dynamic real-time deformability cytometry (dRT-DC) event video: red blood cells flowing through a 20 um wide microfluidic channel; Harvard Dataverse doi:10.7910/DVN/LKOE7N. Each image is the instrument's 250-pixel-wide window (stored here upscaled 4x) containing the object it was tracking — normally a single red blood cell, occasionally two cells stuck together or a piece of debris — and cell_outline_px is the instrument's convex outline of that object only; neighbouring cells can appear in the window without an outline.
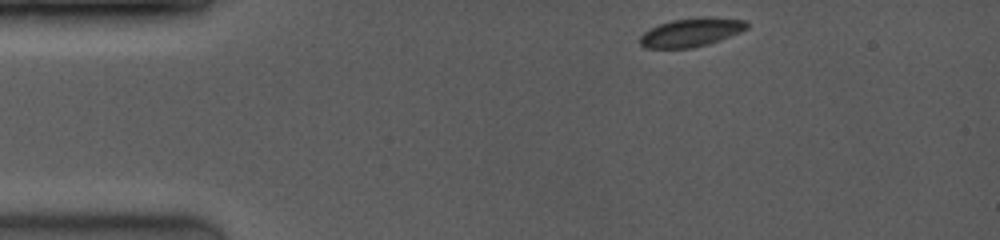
{"species": "common noctule bat (a hibernating species)", "species_latin": "Nyctalus noctula", "temperature_condition": "room temperature", "stored_images_in_passage": 52, "camera_frame_rate_fps": 4000, "um_per_image_px": 0.085, "animal": {"sex": "female", "body_mass_g": 19.0, "forearm_length_mm": 53.3}, "frame": {"image": 1, "passage_image": 1, "time_ms": 0.0, "image_size_px": [1000, 240], "cell_outline_px": [[748, 28], [740, 32], [720, 40], [708, 44], [692, 48], [644, 48], [640, 44], [640, 36], [644, 32], [660, 24], [672, 20], [704, 16], [748, 20]], "centroid_in_image_um": [58.78, 2.74], "position_along_channel_um": 26.2, "area_um2": 17.86}}
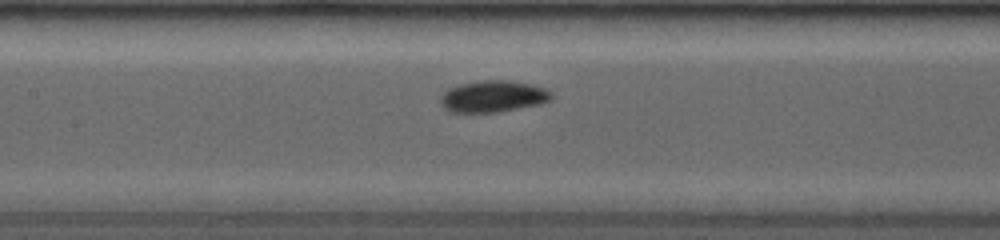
{"frame": {"image": 2, "passage_image": 21, "time_ms": 5.0, "image_size_px": [1000, 240], "cell_outline_px": [[552, 100], [540, 104], [500, 112], [448, 112], [440, 104], [440, 100], [444, 92], [452, 88], [464, 84], [488, 80], [500, 80], [528, 84], [544, 88], [552, 96]], "centroid_in_image_um": [41.91, 8.23], "position_along_channel_um": 165.5, "area_um2": 19.94}}
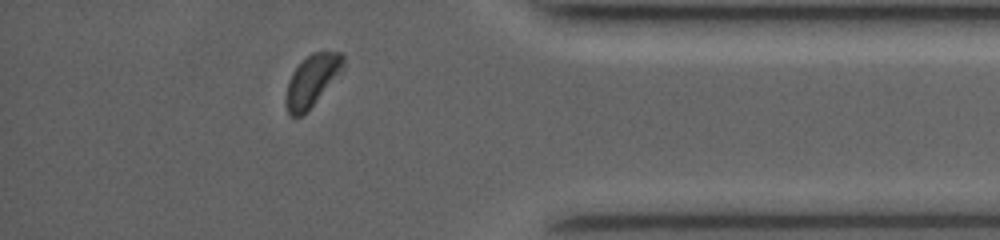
{"frame": {"image": 3, "passage_image": 46, "time_ms": 11.25, "image_size_px": [1000, 240], "cell_outline_px": [[344, 64], [340, 72], [312, 104], [300, 116], [292, 116], [288, 112], [288, 80], [292, 72], [312, 52], [340, 52], [344, 56]], "centroid_in_image_um": [26.54, 6.78], "position_along_channel_um": 408.7, "area_um2": 16.07}, "authors_computed_cell_mechanics": {"area_um2": 18.4671, "velocity_mm_per_s": 4.0846, "shape_relaxation_time_tau1_ms": 1.5368, "shape_relaxation_time_tau2_ms": null, "deformation_change_tau1": 0.0648, "deformation_change_tau2": null}}